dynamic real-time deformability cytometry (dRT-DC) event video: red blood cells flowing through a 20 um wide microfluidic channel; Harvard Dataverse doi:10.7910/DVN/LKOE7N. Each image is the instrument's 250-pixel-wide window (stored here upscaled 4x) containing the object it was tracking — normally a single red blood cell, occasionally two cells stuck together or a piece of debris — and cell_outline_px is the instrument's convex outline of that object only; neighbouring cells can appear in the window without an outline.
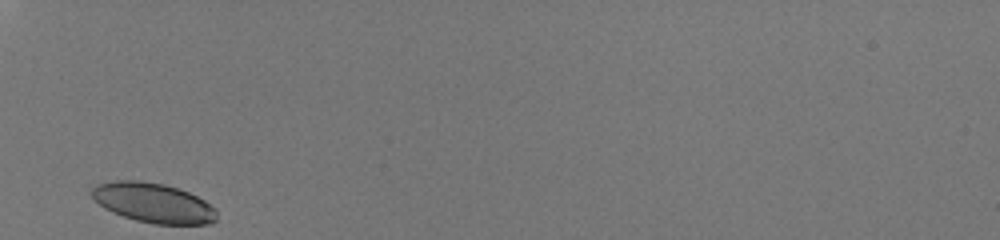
{"species": "human", "species_latin": "Homo sapiens", "temperature_condition": "room temperature", "stored_images_in_passage": 26, "camera_frame_rate_fps": 3000, "um_per_image_px": 0.085, "donor": {"sex": "male"}, "frame": {"image": 1, "passage_image": 1, "time_ms": 0.0, "image_size_px": [1000, 240], "cell_outline_px": [[216, 220], [212, 224], [152, 224], [136, 220], [112, 212], [104, 208], [92, 196], [92, 188], [96, 184], [112, 180], [136, 180], [164, 184], [188, 192], [204, 200], [216, 208]], "centroid_in_image_um": [13.04, 17.24], "position_along_channel_um": 72.0, "area_um2": 28.9}}
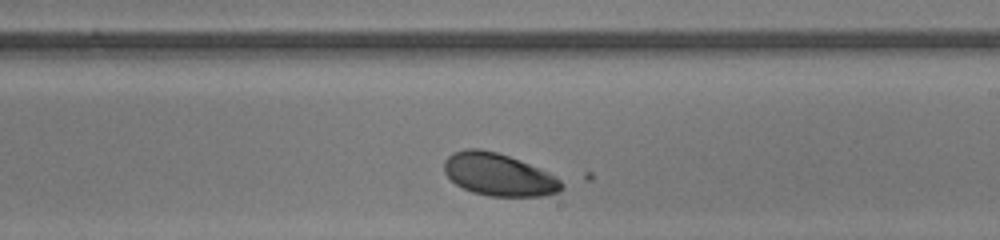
{"frame": {"image": 2, "passage_image": 15, "time_ms": 4.667, "image_size_px": [1000, 240], "cell_outline_px": [[564, 188], [560, 192], [540, 196], [488, 196], [472, 192], [456, 184], [444, 172], [444, 160], [448, 156], [464, 148], [480, 148], [496, 152], [508, 156], [548, 172], [556, 176], [564, 184]], "centroid_in_image_um": [42.39, 14.85], "position_along_channel_um": 246.6, "area_um2": 28.96}}
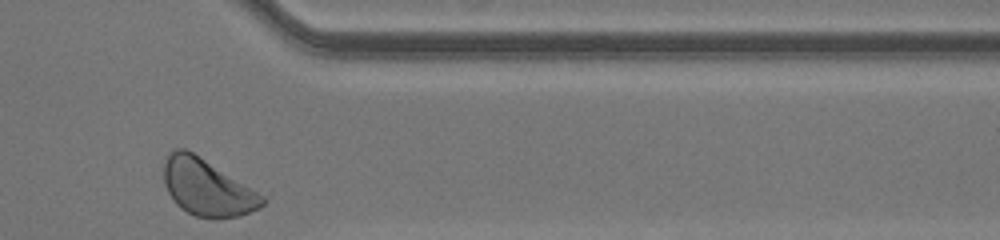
{"frame": {"image": 3, "passage_image": 26, "time_ms": 8.333, "image_size_px": [1000, 240], "cell_outline_px": [[264, 204], [260, 208], [240, 216], [220, 220], [212, 220], [196, 216], [180, 208], [172, 200], [164, 184], [164, 156], [176, 148], [184, 148], [192, 152], [264, 196]], "centroid_in_image_um": [17.57, 15.98], "position_along_channel_um": 393.8, "area_um2": 32.48}, "authors_computed_cell_mechanics": {"area_um2": 29.3624, "velocity_mm_per_s": 4.0357, "shape_relaxation_time_tau1_ms": 4.1614, "shape_relaxation_time_tau2_ms": null, "deformation_change_tau1": 0.113, "deformation_change_tau2": null}}